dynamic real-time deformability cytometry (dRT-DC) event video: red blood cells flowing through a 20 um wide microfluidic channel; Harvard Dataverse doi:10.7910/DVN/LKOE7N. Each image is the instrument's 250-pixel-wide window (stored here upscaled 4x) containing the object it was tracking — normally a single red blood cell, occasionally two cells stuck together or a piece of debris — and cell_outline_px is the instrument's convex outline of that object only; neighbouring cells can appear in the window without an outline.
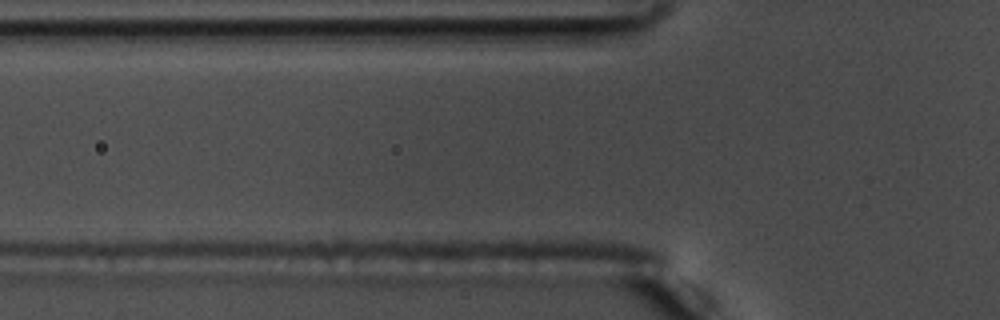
{"species": "common noctule bat (a hibernating species)", "species_latin": "Nyctalus noctula", "temperature_condition": "warm", "stored_images_in_passage": 3, "camera_frame_rate_fps": 3000, "um_per_image_px": 0.085, "animal": {"sex": "male", "body_mass_g": 17.5, "forearm_length_mm": 52.3}, "frame": {"image": 1, "passage_image": 2, "time_ms": 0.333, "image_size_px": [1000, 320], "cell_outline_px": [[628, 28], [596, 48], [500, 52], [480, 52], [476, 48], [508, 28]], "centroid_in_image_um": [46.62, 3.33], "position_along_channel_um": 79.2, "area_um2": 19.36}}